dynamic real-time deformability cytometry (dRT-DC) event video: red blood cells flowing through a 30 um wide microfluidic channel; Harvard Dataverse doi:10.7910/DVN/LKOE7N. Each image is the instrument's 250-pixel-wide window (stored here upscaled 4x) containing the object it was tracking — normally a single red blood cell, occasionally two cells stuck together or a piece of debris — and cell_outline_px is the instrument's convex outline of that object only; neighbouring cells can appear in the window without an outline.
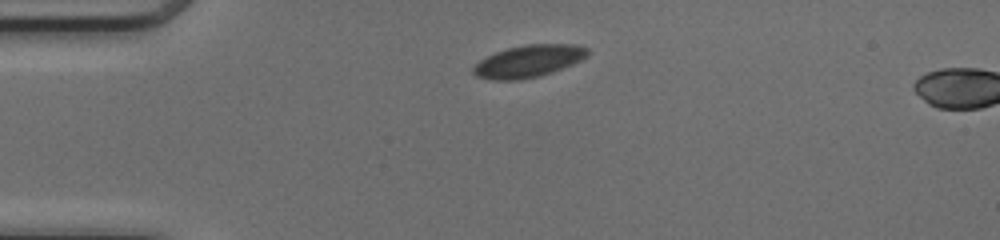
{"species": "common noctule bat (a hibernating species)", "species_latin": "Nyctalus noctula", "temperature_condition": "cold", "stored_images_in_passage": 3, "camera_frame_rate_fps": 3000, "um_per_image_px": 0.085, "animal": {"sex": "female", "body_mass_g": 17.0, "forearm_length_mm": 48.0}, "frame": {"image": 1, "passage_image": 1, "time_ms": 0.0, "image_size_px": [1000, 240], "cell_outline_px": [[588, 56], [572, 64], [552, 72], [536, 76], [516, 80], [492, 80], [476, 76], [472, 72], [472, 68], [480, 60], [496, 52], [508, 48], [528, 44], [572, 44], [588, 48]], "centroid_in_image_um": [44.91, 5.2], "position_along_channel_um": 40.1, "area_um2": 21.15}}